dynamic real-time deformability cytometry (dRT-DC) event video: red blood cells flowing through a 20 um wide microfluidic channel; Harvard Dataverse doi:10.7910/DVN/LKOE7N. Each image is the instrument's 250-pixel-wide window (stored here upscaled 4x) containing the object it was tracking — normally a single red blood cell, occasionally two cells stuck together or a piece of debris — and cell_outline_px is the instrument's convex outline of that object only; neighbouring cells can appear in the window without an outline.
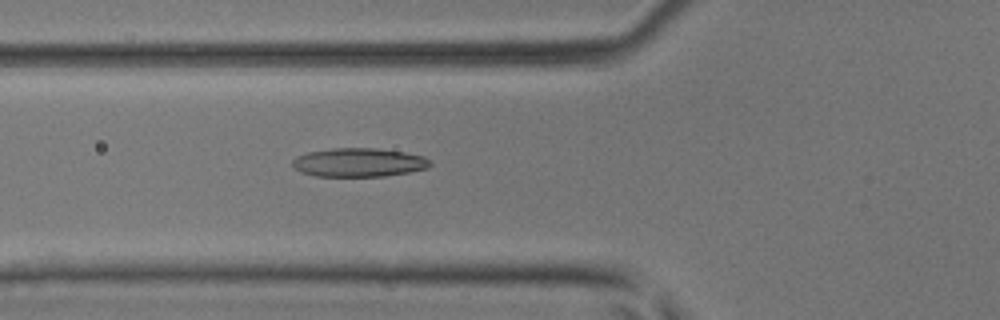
{"species": "common noctule bat (a hibernating species)", "species_latin": "Nyctalus noctula", "temperature_condition": "room temperature", "stored_images_in_passage": 44, "camera_frame_rate_fps": 3000, "um_per_image_px": 0.085, "animal": {"sex": "male", "body_mass_g": 17.9, "forearm_length_mm": 54.2}, "frame": {"image": 1, "passage_image": 14, "time_ms": 4.333, "image_size_px": [1000, 320], "cell_outline_px": [[432, 164], [428, 168], [408, 172], [384, 176], [316, 176], [300, 172], [292, 164], [292, 160], [296, 156], [308, 152], [332, 148], [380, 148], [404, 152], [424, 156]], "centroid_in_image_um": [30.49, 13.8], "position_along_channel_um": 95.3, "area_um2": 23.06}}
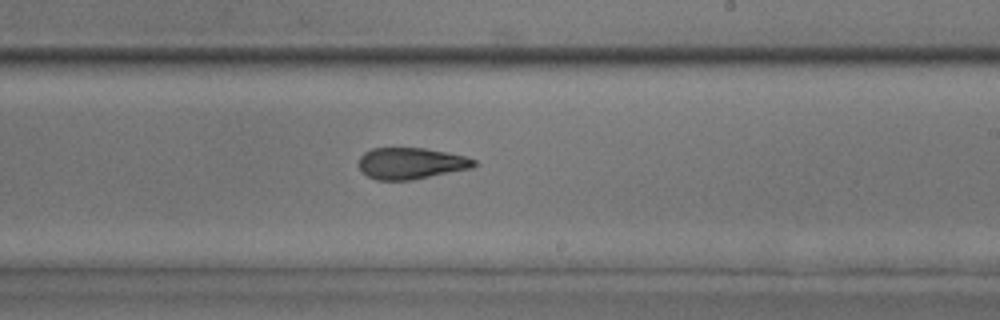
{"frame": {"image": 2, "passage_image": 25, "time_ms": 8.0, "image_size_px": [1000, 320], "cell_outline_px": [[476, 164], [472, 168], [412, 180], [376, 180], [368, 176], [360, 168], [360, 156], [364, 152], [372, 148], [424, 148], [464, 156], [476, 160]], "centroid_in_image_um": [34.93, 13.89], "position_along_channel_um": 254.1, "area_um2": 20.92}}
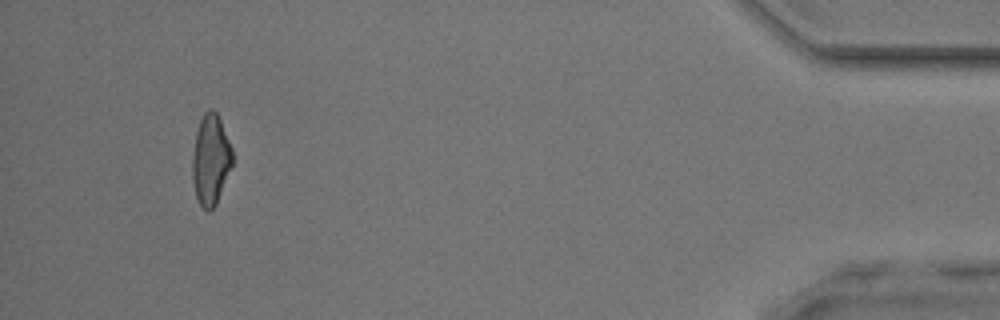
{"frame": {"image": 3, "passage_image": 41, "time_ms": 13.333, "image_size_px": [1000, 320], "cell_outline_px": [[232, 164], [216, 204], [208, 212], [200, 204], [196, 196], [192, 180], [192, 156], [196, 132], [200, 120], [204, 112], [208, 108], [212, 108], [216, 112], [220, 120], [232, 148]], "centroid_in_image_um": [17.89, 13.55], "position_along_channel_um": 417.3, "area_um2": 20.92}}